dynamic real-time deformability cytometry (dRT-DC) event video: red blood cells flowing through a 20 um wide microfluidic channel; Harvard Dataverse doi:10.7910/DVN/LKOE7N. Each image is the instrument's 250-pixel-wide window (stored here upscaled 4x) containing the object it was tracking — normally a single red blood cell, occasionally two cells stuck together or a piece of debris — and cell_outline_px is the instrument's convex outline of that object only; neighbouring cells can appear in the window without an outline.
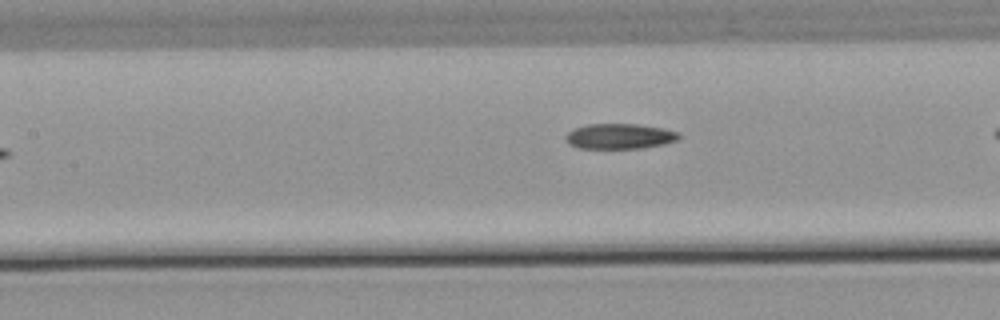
{"species": "common noctule bat (a hibernating species)", "species_latin": "Nyctalus noctula", "temperature_condition": "warm", "stored_images_in_passage": 7, "segment_of_instrument_passage": [2, 2], "camera_frame_rate_fps": 3000, "um_per_image_px": 0.085, "animal": {"sex": "male", "body_mass_g": 21.5, "forearm_length_mm": 52.0}, "frame": {"image": 1, "passage_image": 6, "time_ms": 6.333, "image_size_px": [1000, 320], "cell_outline_px": [[680, 136], [676, 140], [664, 144], [640, 148], [580, 148], [568, 144], [564, 140], [564, 136], [572, 128], [588, 124], [636, 124], [664, 128], [680, 132]], "centroid_in_image_um": [52.63, 11.57], "position_along_channel_um": 154.8, "area_um2": 16.82}}